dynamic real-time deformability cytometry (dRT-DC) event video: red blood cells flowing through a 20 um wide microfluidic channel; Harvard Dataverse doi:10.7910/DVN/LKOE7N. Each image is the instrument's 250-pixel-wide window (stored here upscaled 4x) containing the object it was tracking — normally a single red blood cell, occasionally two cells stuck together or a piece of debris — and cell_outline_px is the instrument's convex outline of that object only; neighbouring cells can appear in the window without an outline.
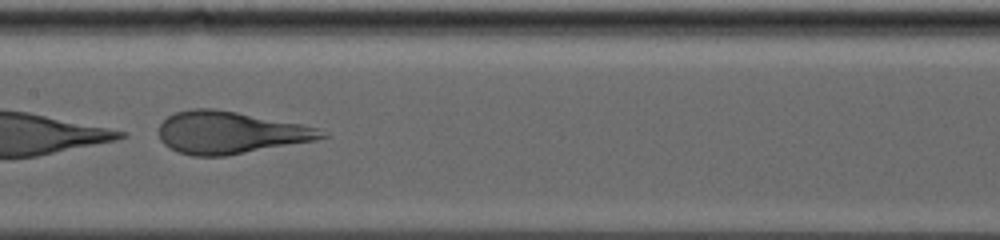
{"species": "human", "species_latin": "Homo sapiens", "temperature_condition": "warm", "stored_images_in_passage": 52, "segment_of_instrument_passage": [2, 2], "camera_frame_rate_fps": 3000, "um_per_image_px": 0.085, "donor": {"sex": "male"}, "frame": {"image": 1, "passage_image": 43, "time_ms": 14.0, "image_size_px": [1000, 240], "cell_outline_px": [[328, 136], [316, 140], [224, 156], [192, 156], [176, 152], [168, 148], [160, 140], [160, 124], [168, 116], [176, 112], [192, 108], [212, 108], [236, 112], [300, 124], [316, 128]], "centroid_in_image_um": [19.49, 11.28], "position_along_channel_um": 187.9, "area_um2": 39.71}}